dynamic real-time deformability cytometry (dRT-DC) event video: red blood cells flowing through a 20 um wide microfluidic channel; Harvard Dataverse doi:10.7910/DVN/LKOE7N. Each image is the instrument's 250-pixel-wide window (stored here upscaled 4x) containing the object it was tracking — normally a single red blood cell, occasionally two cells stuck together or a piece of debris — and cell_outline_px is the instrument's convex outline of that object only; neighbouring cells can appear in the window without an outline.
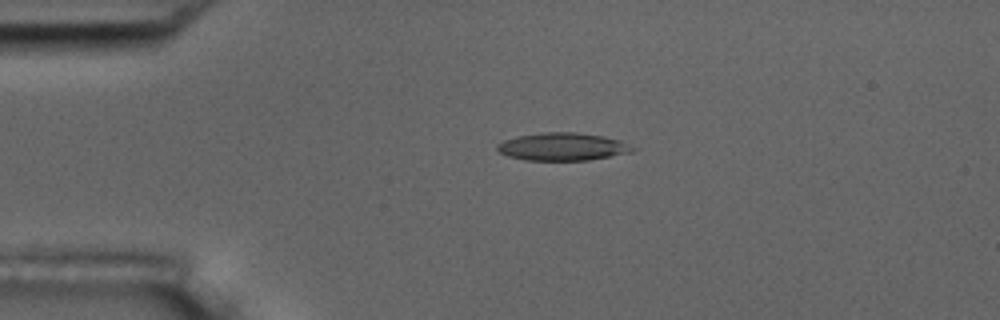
{"species": "common noctule bat (a hibernating species)", "species_latin": "Nyctalus noctula", "temperature_condition": "room temperature", "stored_images_in_passage": 4, "camera_frame_rate_fps": 3000, "um_per_image_px": 0.085, "animal": {"sex": "male", "body_mass_g": 17.5, "forearm_length_mm": 52.3}, "frame": {"image": 1, "passage_image": 3, "time_ms": 3.0, "image_size_px": [1000, 320], "cell_outline_px": [[636, 152], [588, 160], [524, 160], [508, 156], [500, 152], [496, 148], [496, 144], [504, 140], [516, 136], [544, 132], [576, 132], [604, 136], [620, 140], [636, 148]], "centroid_in_image_um": [47.85, 12.47], "position_along_channel_um": 37.2, "area_um2": 22.08}}